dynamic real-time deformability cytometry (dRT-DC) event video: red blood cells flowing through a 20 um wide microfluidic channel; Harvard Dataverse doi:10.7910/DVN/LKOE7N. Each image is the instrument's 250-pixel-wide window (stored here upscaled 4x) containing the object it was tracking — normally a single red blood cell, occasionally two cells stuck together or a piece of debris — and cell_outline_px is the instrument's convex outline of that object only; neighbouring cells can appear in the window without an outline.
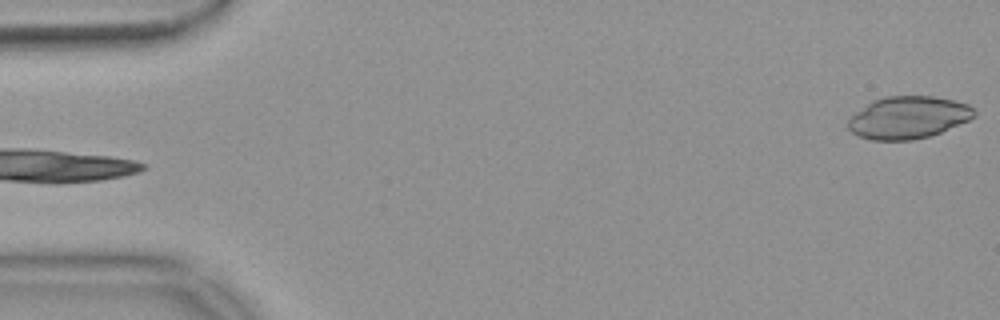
{"species": "common noctule bat (a hibernating species)", "species_latin": "Nyctalus noctula", "temperature_condition": "warm", "stored_images_in_passage": 53, "camera_frame_rate_fps": 3000, "um_per_image_px": 0.085, "animal": {"sex": "female", "body_mass_g": 18.4}, "frame": {"image": 1, "passage_image": 1, "time_ms": 0.0, "image_size_px": [1000, 320], "cell_outline_px": [[976, 116], [968, 120], [940, 132], [928, 136], [912, 140], [872, 140], [860, 136], [852, 132], [848, 128], [848, 120], [856, 112], [872, 100], [884, 96], [932, 96], [952, 100], [968, 104], [976, 112]], "centroid_in_image_um": [77.18, 9.98], "position_along_channel_um": 7.8, "area_um2": 30.87}}